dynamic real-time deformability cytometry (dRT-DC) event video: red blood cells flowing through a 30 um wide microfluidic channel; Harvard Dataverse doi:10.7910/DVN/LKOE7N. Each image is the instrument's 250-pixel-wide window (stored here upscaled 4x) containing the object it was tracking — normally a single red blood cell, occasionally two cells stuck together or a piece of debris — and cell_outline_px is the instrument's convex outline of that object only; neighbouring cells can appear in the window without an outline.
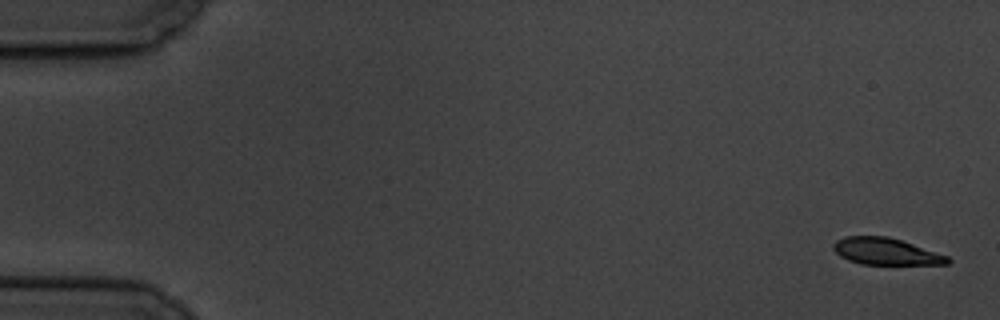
{"species": "common noctule bat (a hibernating species)", "species_latin": "Nyctalus noctula", "temperature_condition": "cold", "stored_images_in_passage": 5, "camera_frame_rate_fps": 3000, "um_per_image_px": 0.085, "animal": {"sex": "male", "body_mass_g": 19.5, "forearm_length_mm": 54.6}, "frame": {"image": 1, "passage_image": 1, "time_ms": 0.0, "image_size_px": [1000, 320], "cell_outline_px": [[952, 260], [948, 264], [860, 264], [848, 260], [840, 256], [832, 248], [832, 244], [836, 240], [844, 236], [888, 236], [948, 256]], "centroid_in_image_um": [75.26, 21.37], "position_along_channel_um": 9.7, "area_um2": 17.74}}